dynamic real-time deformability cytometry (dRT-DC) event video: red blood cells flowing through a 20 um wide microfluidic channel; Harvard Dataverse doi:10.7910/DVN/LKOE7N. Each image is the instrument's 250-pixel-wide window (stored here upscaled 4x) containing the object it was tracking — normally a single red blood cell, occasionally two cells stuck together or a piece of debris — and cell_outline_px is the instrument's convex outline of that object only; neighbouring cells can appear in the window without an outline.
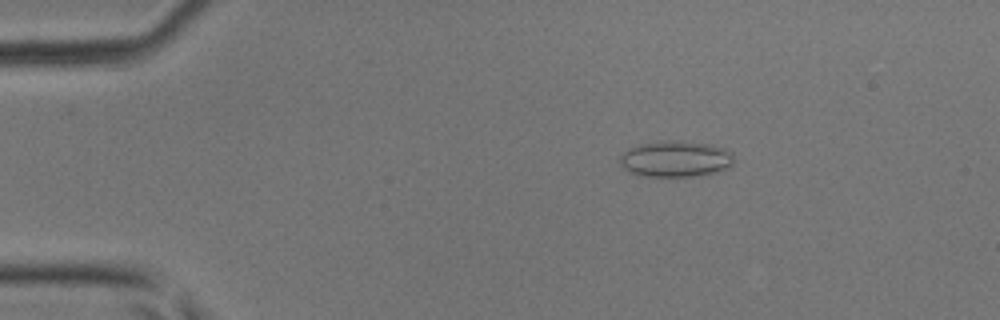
{"species": "common noctule bat (a hibernating species)", "species_latin": "Nyctalus noctula", "temperature_condition": "room temperature", "stored_images_in_passage": 40, "camera_frame_rate_fps": 3000, "um_per_image_px": 0.085, "animal": {"sex": "male", "body_mass_g": 17.9, "forearm_length_mm": 54.2}, "frame": {"image": 1, "passage_image": 8, "time_ms": 2.333, "image_size_px": [1000, 320], "cell_outline_px": [[732, 164], [716, 172], [700, 176], [644, 176], [628, 172], [620, 164], [620, 156], [628, 148], [640, 144], [664, 140], [680, 140], [708, 144], [724, 148], [732, 152]], "centroid_in_image_um": [57.39, 13.5], "position_along_channel_um": 27.6, "area_um2": 24.04}}
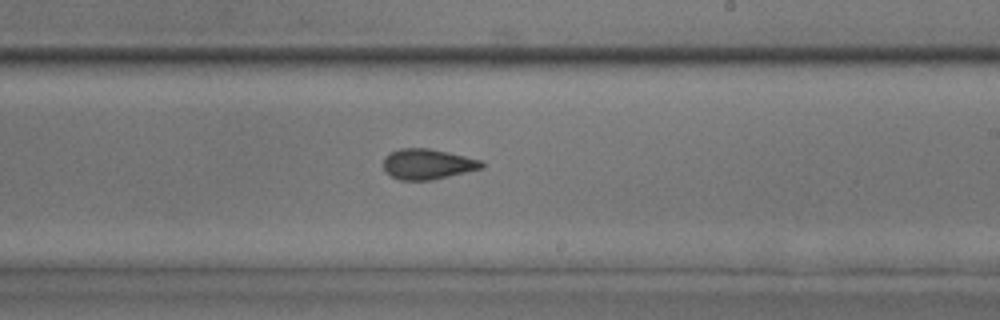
{"frame": {"image": 2, "passage_image": 27, "time_ms": 8.667, "image_size_px": [1000, 320], "cell_outline_px": [[484, 168], [432, 180], [400, 180], [384, 172], [384, 156], [400, 148], [428, 148], [448, 152], [480, 160], [484, 164]], "centroid_in_image_um": [36.33, 13.95], "position_along_channel_um": 252.7, "area_um2": 17.4}}
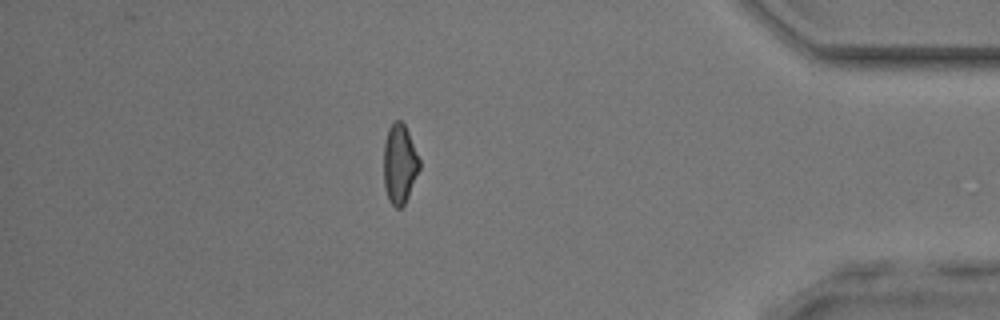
{"frame": {"image": 3, "passage_image": 39, "time_ms": 12.667, "image_size_px": [1000, 320], "cell_outline_px": [[420, 168], [408, 196], [404, 204], [400, 208], [396, 208], [388, 200], [384, 188], [384, 144], [388, 128], [392, 120], [400, 120], [404, 124], [408, 132], [420, 160]], "centroid_in_image_um": [33.95, 13.92], "position_along_channel_um": 401.2, "area_um2": 16.59}}